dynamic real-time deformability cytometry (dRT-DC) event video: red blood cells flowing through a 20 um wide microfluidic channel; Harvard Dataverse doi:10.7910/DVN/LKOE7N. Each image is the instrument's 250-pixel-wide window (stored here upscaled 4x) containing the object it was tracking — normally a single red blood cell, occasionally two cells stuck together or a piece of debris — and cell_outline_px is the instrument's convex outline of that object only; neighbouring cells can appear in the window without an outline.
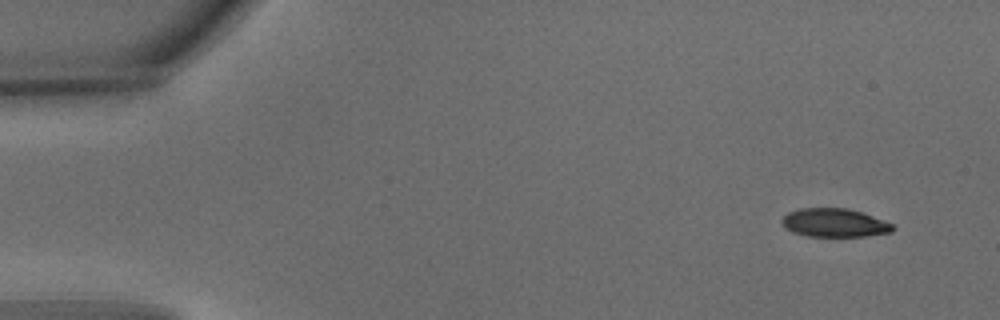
{"species": "common noctule bat (a hibernating species)", "species_latin": "Nyctalus noctula", "temperature_condition": "warm", "stored_images_in_passage": 5, "camera_frame_rate_fps": 3000, "um_per_image_px": 0.085, "animal": {"sex": "male", "body_mass_g": 15.6}, "frame": {"image": 1, "passage_image": 1, "time_ms": 0.0, "image_size_px": [1000, 320], "cell_outline_px": [[896, 228], [892, 232], [864, 236], [808, 236], [792, 232], [784, 228], [780, 220], [788, 212], [800, 208], [848, 208], [872, 216], [892, 224]], "centroid_in_image_um": [70.89, 18.94], "position_along_channel_um": 14.1, "area_um2": 18.38}}
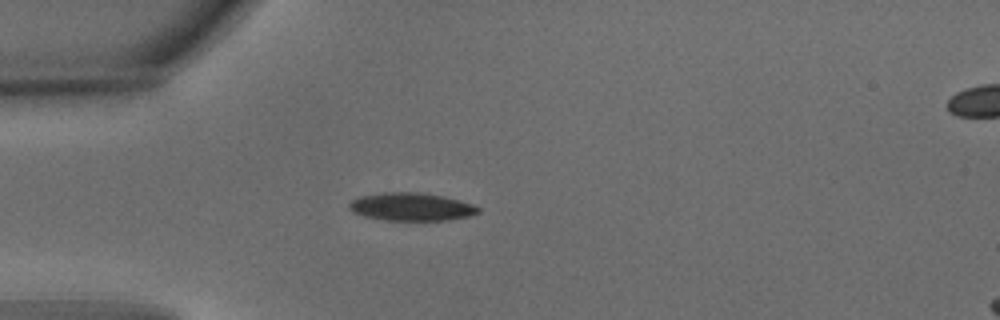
{"frame": {"image": 2, "passage_image": 4, "time_ms": 1.0, "image_size_px": [1000, 320], "cell_outline_px": [[480, 212], [468, 216], [448, 220], [384, 220], [364, 216], [352, 212], [348, 208], [348, 204], [352, 200], [360, 196], [384, 192], [420, 192], [444, 196], [460, 200], [472, 204], [480, 208]], "centroid_in_image_um": [34.95, 17.57], "position_along_channel_um": 50.1, "area_um2": 21.1}}